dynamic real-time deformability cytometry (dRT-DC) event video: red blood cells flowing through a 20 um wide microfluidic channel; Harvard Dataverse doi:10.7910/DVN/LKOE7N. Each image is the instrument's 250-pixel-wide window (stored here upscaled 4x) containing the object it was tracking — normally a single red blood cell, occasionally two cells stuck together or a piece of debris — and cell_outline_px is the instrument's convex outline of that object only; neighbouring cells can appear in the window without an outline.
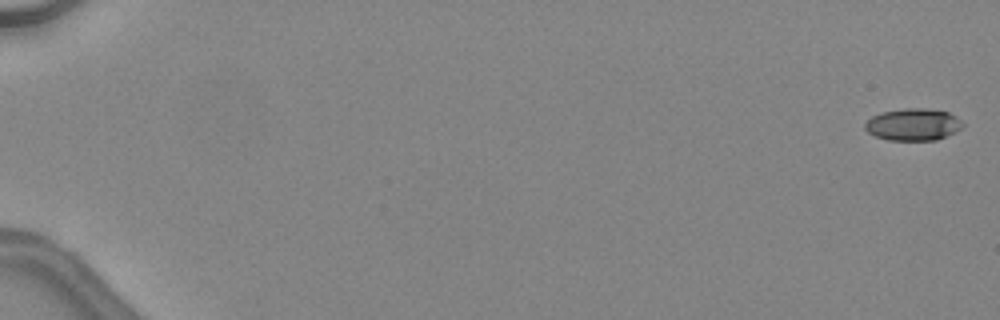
{"species": "common noctule bat (a hibernating species)", "species_latin": "Nyctalus noctula", "temperature_condition": "warm", "stored_images_in_passage": 48, "camera_frame_rate_fps": 3000, "um_per_image_px": 0.085, "animal": {"sex": "female", "body_mass_g": 24.6, "forearm_length_mm": 56.2}, "frame": {"image": 1, "passage_image": 1, "time_ms": 0.0, "image_size_px": [1000, 320], "cell_outline_px": [[964, 124], [960, 128], [936, 140], [888, 140], [876, 136], [868, 132], [864, 128], [864, 124], [872, 116], [880, 112], [904, 108], [928, 108], [948, 112], [956, 116]], "centroid_in_image_um": [77.58, 10.57], "position_along_channel_um": 7.4, "area_um2": 18.15}}
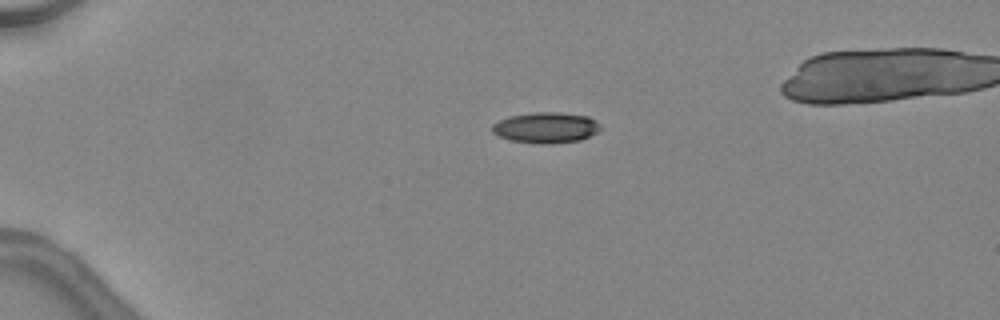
{"frame": {"image": 2, "passage_image": 13, "time_ms": 4.0, "image_size_px": [1000, 320], "cell_outline_px": [[600, 128], [596, 132], [580, 140], [552, 144], [536, 144], [508, 140], [492, 132], [492, 124], [508, 116], [532, 112], [556, 112], [588, 116], [596, 120], [600, 124]], "centroid_in_image_um": [46.38, 10.85], "position_along_channel_um": 38.6, "area_um2": 19.54}}
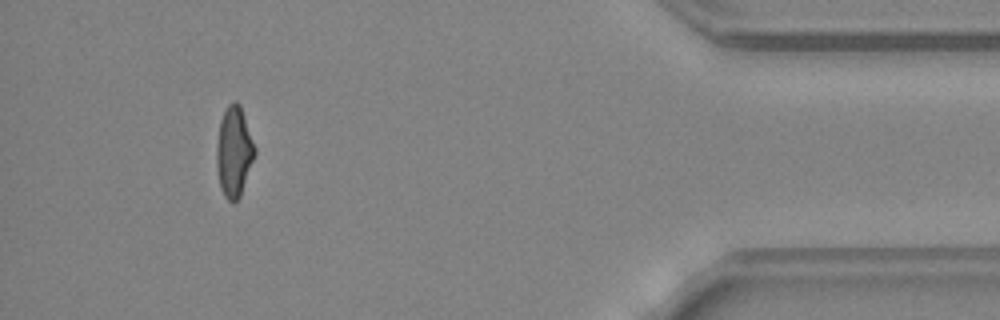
{"frame": {"image": 3, "passage_image": 45, "time_ms": 14.667, "image_size_px": [1000, 320], "cell_outline_px": [[256, 152], [240, 196], [232, 204], [224, 196], [220, 188], [216, 168], [216, 148], [220, 120], [228, 104], [232, 100], [236, 100], [240, 104], [256, 148]], "centroid_in_image_um": [19.88, 12.89], "position_along_channel_um": 415.3, "area_um2": 20.23}}